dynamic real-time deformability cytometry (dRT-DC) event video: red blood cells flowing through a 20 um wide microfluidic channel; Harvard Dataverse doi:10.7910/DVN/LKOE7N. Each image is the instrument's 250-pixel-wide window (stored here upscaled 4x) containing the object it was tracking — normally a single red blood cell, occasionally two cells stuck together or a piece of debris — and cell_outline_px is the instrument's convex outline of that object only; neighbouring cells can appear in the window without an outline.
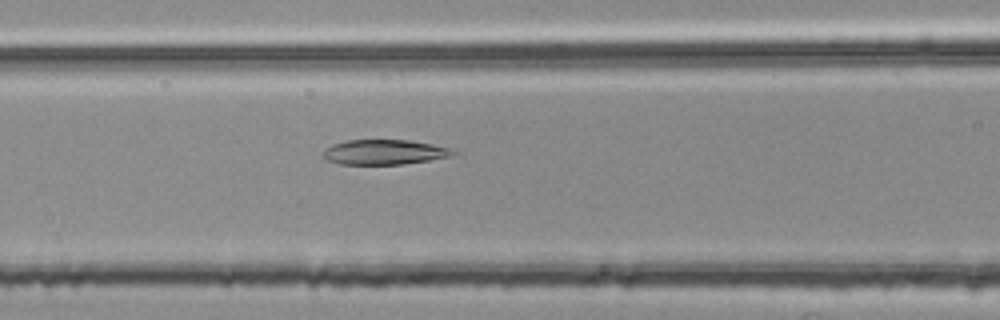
{"species": "common noctule bat (a hibernating species)", "species_latin": "Nyctalus noctula", "temperature_condition": "room temperature", "stored_images_in_passage": 50, "camera_frame_rate_fps": 3000, "um_per_image_px": 0.085, "animal": {"sex": "female", "body_mass_g": 25.1}, "frame": {"image": 1, "passage_image": 18, "time_ms": 5.667, "image_size_px": [1000, 320], "cell_outline_px": [[456, 152], [452, 156], [404, 164], [340, 164], [328, 160], [320, 156], [320, 152], [324, 148], [332, 144], [348, 140], [408, 140], [432, 144], [452, 148]], "centroid_in_image_um": [32.62, 12.92], "position_along_channel_um": 134.0, "area_um2": 19.02}}
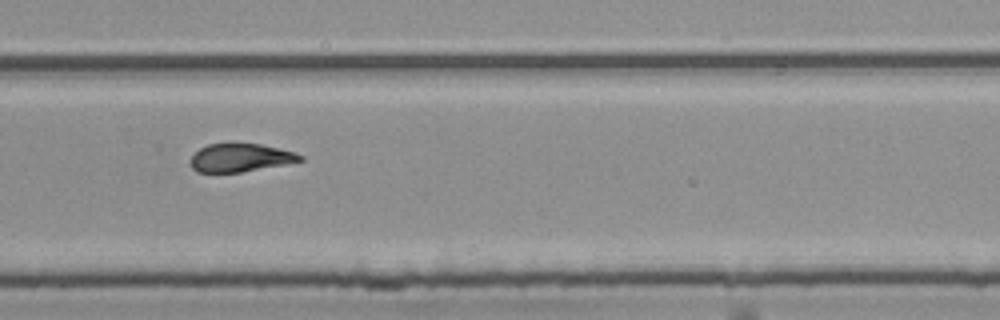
{"frame": {"image": 2, "passage_image": 32, "time_ms": 10.333, "image_size_px": [1000, 320], "cell_outline_px": [[304, 160], [284, 164], [240, 172], [196, 172], [192, 168], [192, 156], [200, 148], [208, 144], [232, 140], [260, 144], [296, 152], [304, 156]], "centroid_in_image_um": [20.43, 13.35], "position_along_channel_um": 309.4, "area_um2": 18.44}}
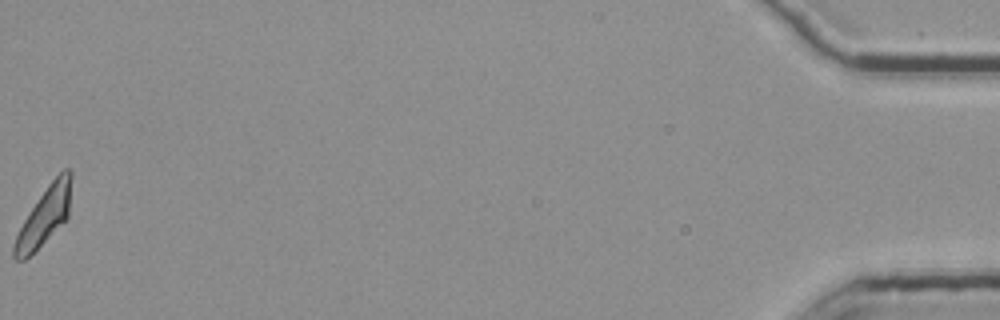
{"frame": {"image": 3, "passage_image": 50, "time_ms": 16.333, "image_size_px": [1000, 320], "cell_outline_px": [[72, 176], [68, 216], [24, 260], [16, 260], [12, 256], [12, 244], [28, 212], [48, 184], [64, 168], [68, 168], [72, 172]], "centroid_in_image_um": [3.75, 18.33], "position_along_channel_um": 431.4, "area_um2": 18.73}, "authors_computed_cell_mechanics": {"area_um2": 19.4208, "velocity_mm_per_s": 3.7717, "shape_relaxation_time_tau1_ms": null, "shape_relaxation_time_tau2_ms": 4.2263, "deformation_change_tau1": null, "deformation_change_tau2": 0.1241}}